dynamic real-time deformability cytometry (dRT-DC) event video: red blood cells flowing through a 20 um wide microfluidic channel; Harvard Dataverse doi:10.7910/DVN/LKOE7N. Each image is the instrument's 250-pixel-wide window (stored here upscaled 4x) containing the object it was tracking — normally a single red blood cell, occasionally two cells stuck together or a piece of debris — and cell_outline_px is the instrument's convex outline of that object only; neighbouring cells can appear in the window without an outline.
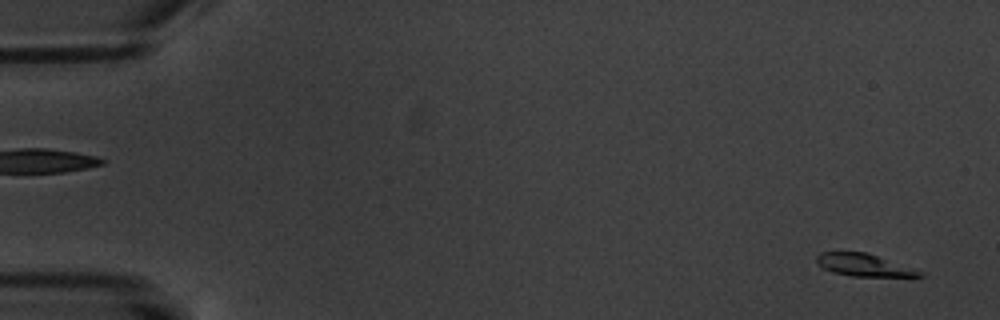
{"species": "common noctule bat (a hibernating species)", "species_latin": "Nyctalus noctula", "temperature_condition": "warm", "stored_images_in_passage": 6, "segment_of_instrument_passage": [2, 2], "camera_frame_rate_fps": 3000, "um_per_image_px": 0.085, "animal": {"sex": "male", "body_mass_g": 20.1, "forearm_length_mm": 53.5}, "frame": {"image": 1, "passage_image": 6, "time_ms": 6.0, "image_size_px": [1000, 320], "cell_outline_px": [[924, 276], [852, 276], [832, 272], [820, 268], [816, 260], [816, 256], [820, 252], [868, 252], [916, 268], [924, 272]], "centroid_in_image_um": [73.44, 22.52], "position_along_channel_um": 11.6, "area_um2": 13.7}}